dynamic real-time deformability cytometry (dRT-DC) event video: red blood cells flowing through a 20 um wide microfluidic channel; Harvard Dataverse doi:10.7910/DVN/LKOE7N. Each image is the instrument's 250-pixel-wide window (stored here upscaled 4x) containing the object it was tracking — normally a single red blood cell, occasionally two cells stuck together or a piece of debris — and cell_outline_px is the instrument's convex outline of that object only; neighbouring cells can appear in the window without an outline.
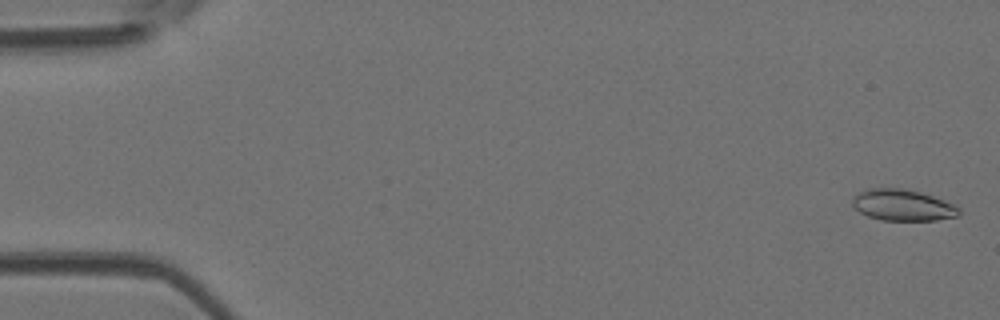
{"species": "Egyptian fruit bat (a non-hibernating species)", "species_latin": "Rousettus aegyptiacus", "temperature_condition": "room temperature", "stored_images_in_passage": 52, "camera_frame_rate_fps": 3000, "um_per_image_px": 0.085, "animal": {"sex": "female"}, "frame": {"image": 1, "passage_image": 2, "time_ms": 0.333, "image_size_px": [1000, 320], "cell_outline_px": [[960, 216], [936, 220], [880, 220], [868, 216], [860, 212], [852, 204], [852, 196], [856, 192], [864, 188], [904, 188], [920, 192], [932, 196], [952, 204], [960, 208]], "centroid_in_image_um": [76.68, 17.42], "position_along_channel_um": 8.3, "area_um2": 19.59}}
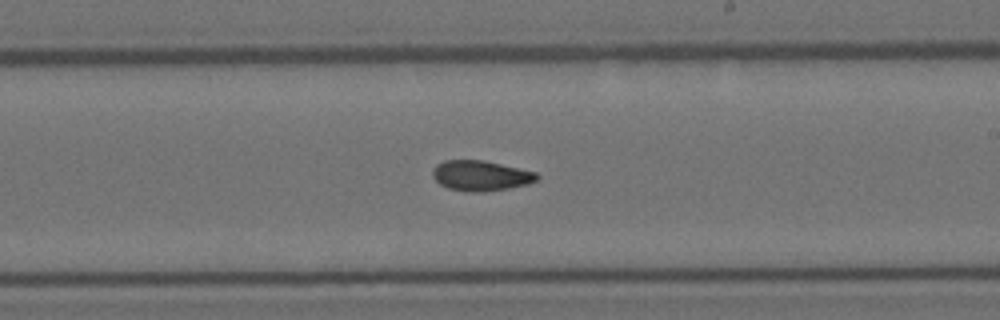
{"frame": {"image": 2, "passage_image": 31, "time_ms": 10.0, "image_size_px": [1000, 320], "cell_outline_px": [[540, 176], [536, 180], [528, 184], [508, 188], [476, 192], [464, 192], [448, 188], [440, 184], [432, 176], [432, 172], [436, 164], [444, 160], [484, 160], [536, 172]], "centroid_in_image_um": [40.84, 14.93], "position_along_channel_um": 248.2, "area_um2": 18.38}}
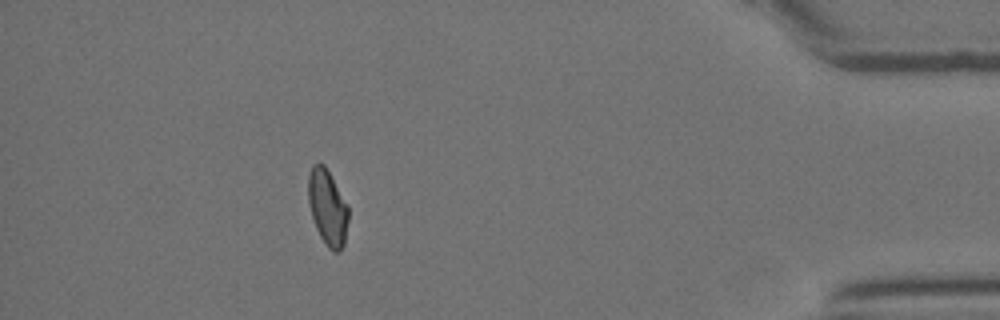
{"frame": {"image": 3, "passage_image": 47, "time_ms": 15.333, "image_size_px": [1000, 320], "cell_outline_px": [[348, 220], [344, 244], [340, 252], [332, 252], [328, 248], [320, 236], [316, 228], [312, 216], [308, 200], [308, 176], [312, 164], [324, 164], [348, 204]], "centroid_in_image_um": [27.85, 17.64], "position_along_channel_um": 407.4, "area_um2": 17.74}, "authors_computed_cell_mechanics": {"area_um2": 18.3804, "velocity_mm_per_s": 3.9478, "shape_relaxation_time_tau1_ms": null, "shape_relaxation_time_tau2_ms": 4.3452, "deformation_change_tau1": null, "deformation_change_tau2": 0.0936}}